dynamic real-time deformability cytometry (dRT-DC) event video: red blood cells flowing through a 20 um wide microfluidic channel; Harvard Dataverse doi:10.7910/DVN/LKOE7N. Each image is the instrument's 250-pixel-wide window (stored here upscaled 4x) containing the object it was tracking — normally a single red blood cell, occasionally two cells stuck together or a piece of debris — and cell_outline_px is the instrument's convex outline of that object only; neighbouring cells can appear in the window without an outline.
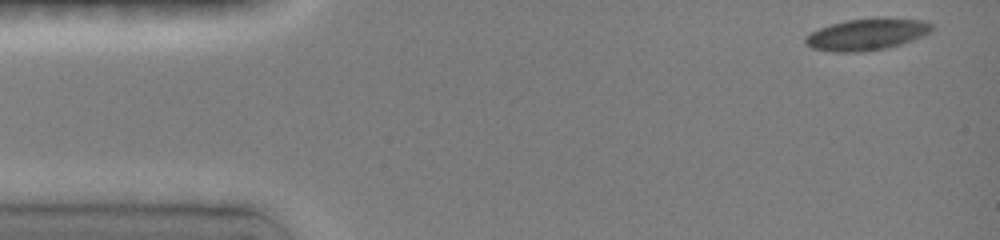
{"species": "common noctule bat (a hibernating species)", "species_latin": "Nyctalus noctula", "temperature_condition": "room temperature", "stored_images_in_passage": 6, "camera_frame_rate_fps": 3000, "um_per_image_px": 0.085, "animal": {"sex": "female", "body_mass_g": 19.0, "forearm_length_mm": 51.5}, "frame": {"image": 1, "passage_image": 1, "time_ms": 0.0, "image_size_px": [1000, 240], "cell_outline_px": [[936, 28], [932, 32], [924, 36], [888, 48], [860, 52], [832, 52], [812, 48], [804, 44], [804, 36], [820, 28], [832, 24], [848, 20], [920, 20], [932, 24]], "centroid_in_image_um": [73.65, 2.97], "position_along_channel_um": 11.3, "area_um2": 22.72}}
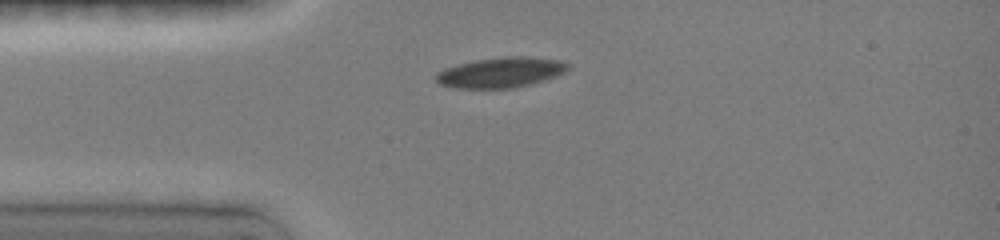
{"frame": {"image": 2, "passage_image": 5, "time_ms": 3.0, "image_size_px": [1000, 240], "cell_outline_px": [[568, 68], [564, 72], [556, 76], [528, 84], [512, 88], [456, 88], [440, 84], [436, 80], [436, 76], [440, 72], [448, 68], [460, 64], [476, 60], [504, 56], [520, 56], [560, 60], [568, 64]], "centroid_in_image_um": [42.58, 6.16], "position_along_channel_um": 42.4, "area_um2": 22.72}}